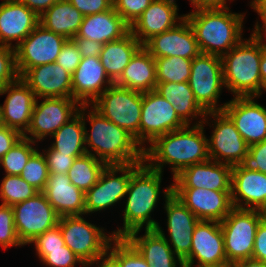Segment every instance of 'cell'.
<instances>
[{"label": "cell", "mask_w": 266, "mask_h": 267, "mask_svg": "<svg viewBox=\"0 0 266 267\" xmlns=\"http://www.w3.org/2000/svg\"><path fill=\"white\" fill-rule=\"evenodd\" d=\"M185 18L192 27L201 53L222 57L243 39L244 13L228 5H199Z\"/></svg>", "instance_id": "cell-3"}, {"label": "cell", "mask_w": 266, "mask_h": 267, "mask_svg": "<svg viewBox=\"0 0 266 267\" xmlns=\"http://www.w3.org/2000/svg\"><path fill=\"white\" fill-rule=\"evenodd\" d=\"M182 267H193V266L183 264Z\"/></svg>", "instance_id": "cell-63"}, {"label": "cell", "mask_w": 266, "mask_h": 267, "mask_svg": "<svg viewBox=\"0 0 266 267\" xmlns=\"http://www.w3.org/2000/svg\"><path fill=\"white\" fill-rule=\"evenodd\" d=\"M196 260L198 262L194 265ZM183 264L193 267H226L228 262L220 222L199 220L193 231L190 255Z\"/></svg>", "instance_id": "cell-17"}, {"label": "cell", "mask_w": 266, "mask_h": 267, "mask_svg": "<svg viewBox=\"0 0 266 267\" xmlns=\"http://www.w3.org/2000/svg\"><path fill=\"white\" fill-rule=\"evenodd\" d=\"M12 207L15 229L24 246L58 225L59 216L42 192Z\"/></svg>", "instance_id": "cell-14"}, {"label": "cell", "mask_w": 266, "mask_h": 267, "mask_svg": "<svg viewBox=\"0 0 266 267\" xmlns=\"http://www.w3.org/2000/svg\"><path fill=\"white\" fill-rule=\"evenodd\" d=\"M143 93L112 84L91 106L103 117L124 128L139 144Z\"/></svg>", "instance_id": "cell-7"}, {"label": "cell", "mask_w": 266, "mask_h": 267, "mask_svg": "<svg viewBox=\"0 0 266 267\" xmlns=\"http://www.w3.org/2000/svg\"><path fill=\"white\" fill-rule=\"evenodd\" d=\"M0 246L4 250L23 247L15 229L13 207L3 204H0Z\"/></svg>", "instance_id": "cell-43"}, {"label": "cell", "mask_w": 266, "mask_h": 267, "mask_svg": "<svg viewBox=\"0 0 266 267\" xmlns=\"http://www.w3.org/2000/svg\"><path fill=\"white\" fill-rule=\"evenodd\" d=\"M130 32V26L113 9L83 17L74 38L89 39L102 44L119 40Z\"/></svg>", "instance_id": "cell-29"}, {"label": "cell", "mask_w": 266, "mask_h": 267, "mask_svg": "<svg viewBox=\"0 0 266 267\" xmlns=\"http://www.w3.org/2000/svg\"><path fill=\"white\" fill-rule=\"evenodd\" d=\"M227 1L229 0H194V7L199 5H226L228 4Z\"/></svg>", "instance_id": "cell-59"}, {"label": "cell", "mask_w": 266, "mask_h": 267, "mask_svg": "<svg viewBox=\"0 0 266 267\" xmlns=\"http://www.w3.org/2000/svg\"><path fill=\"white\" fill-rule=\"evenodd\" d=\"M202 124L213 127L211 137H208L210 159L230 166L239 165L249 146L230 117L224 111H211L206 113Z\"/></svg>", "instance_id": "cell-10"}, {"label": "cell", "mask_w": 266, "mask_h": 267, "mask_svg": "<svg viewBox=\"0 0 266 267\" xmlns=\"http://www.w3.org/2000/svg\"><path fill=\"white\" fill-rule=\"evenodd\" d=\"M176 0H154L130 26V32L144 45L153 36L174 28L185 15H178Z\"/></svg>", "instance_id": "cell-24"}, {"label": "cell", "mask_w": 266, "mask_h": 267, "mask_svg": "<svg viewBox=\"0 0 266 267\" xmlns=\"http://www.w3.org/2000/svg\"><path fill=\"white\" fill-rule=\"evenodd\" d=\"M226 267H266V262L253 258L230 262Z\"/></svg>", "instance_id": "cell-56"}, {"label": "cell", "mask_w": 266, "mask_h": 267, "mask_svg": "<svg viewBox=\"0 0 266 267\" xmlns=\"http://www.w3.org/2000/svg\"><path fill=\"white\" fill-rule=\"evenodd\" d=\"M1 204L13 206L35 196L39 191L28 184L20 175H6L0 182Z\"/></svg>", "instance_id": "cell-38"}, {"label": "cell", "mask_w": 266, "mask_h": 267, "mask_svg": "<svg viewBox=\"0 0 266 267\" xmlns=\"http://www.w3.org/2000/svg\"><path fill=\"white\" fill-rule=\"evenodd\" d=\"M250 7L260 16L263 22L266 21V0H252L249 2Z\"/></svg>", "instance_id": "cell-58"}, {"label": "cell", "mask_w": 266, "mask_h": 267, "mask_svg": "<svg viewBox=\"0 0 266 267\" xmlns=\"http://www.w3.org/2000/svg\"><path fill=\"white\" fill-rule=\"evenodd\" d=\"M31 244L35 246V250H55L62 249V246H65V241L59 225H56L52 229L38 235L30 242V245Z\"/></svg>", "instance_id": "cell-49"}, {"label": "cell", "mask_w": 266, "mask_h": 267, "mask_svg": "<svg viewBox=\"0 0 266 267\" xmlns=\"http://www.w3.org/2000/svg\"><path fill=\"white\" fill-rule=\"evenodd\" d=\"M142 163L107 165L98 182L85 192V214L90 215V213L105 211L119 202L121 204V200L125 198L127 193L132 173Z\"/></svg>", "instance_id": "cell-11"}, {"label": "cell", "mask_w": 266, "mask_h": 267, "mask_svg": "<svg viewBox=\"0 0 266 267\" xmlns=\"http://www.w3.org/2000/svg\"><path fill=\"white\" fill-rule=\"evenodd\" d=\"M38 24L39 16L19 0L0 3V45L15 48Z\"/></svg>", "instance_id": "cell-25"}, {"label": "cell", "mask_w": 266, "mask_h": 267, "mask_svg": "<svg viewBox=\"0 0 266 267\" xmlns=\"http://www.w3.org/2000/svg\"><path fill=\"white\" fill-rule=\"evenodd\" d=\"M83 116L78 112L61 126L50 138V147L64 154H86Z\"/></svg>", "instance_id": "cell-35"}, {"label": "cell", "mask_w": 266, "mask_h": 267, "mask_svg": "<svg viewBox=\"0 0 266 267\" xmlns=\"http://www.w3.org/2000/svg\"><path fill=\"white\" fill-rule=\"evenodd\" d=\"M20 78L15 58V49L0 45V88Z\"/></svg>", "instance_id": "cell-44"}, {"label": "cell", "mask_w": 266, "mask_h": 267, "mask_svg": "<svg viewBox=\"0 0 266 267\" xmlns=\"http://www.w3.org/2000/svg\"><path fill=\"white\" fill-rule=\"evenodd\" d=\"M107 164L91 154L77 157L67 175L71 183L84 193L94 186Z\"/></svg>", "instance_id": "cell-36"}, {"label": "cell", "mask_w": 266, "mask_h": 267, "mask_svg": "<svg viewBox=\"0 0 266 267\" xmlns=\"http://www.w3.org/2000/svg\"><path fill=\"white\" fill-rule=\"evenodd\" d=\"M112 84L99 57H84L72 74V98L91 105Z\"/></svg>", "instance_id": "cell-26"}, {"label": "cell", "mask_w": 266, "mask_h": 267, "mask_svg": "<svg viewBox=\"0 0 266 267\" xmlns=\"http://www.w3.org/2000/svg\"><path fill=\"white\" fill-rule=\"evenodd\" d=\"M261 218L257 209L233 208L220 222L227 262L252 258Z\"/></svg>", "instance_id": "cell-9"}, {"label": "cell", "mask_w": 266, "mask_h": 267, "mask_svg": "<svg viewBox=\"0 0 266 267\" xmlns=\"http://www.w3.org/2000/svg\"><path fill=\"white\" fill-rule=\"evenodd\" d=\"M81 59L82 56L76 44L72 40H67L62 46L55 63L59 64L65 71L72 75L80 64Z\"/></svg>", "instance_id": "cell-48"}, {"label": "cell", "mask_w": 266, "mask_h": 267, "mask_svg": "<svg viewBox=\"0 0 266 267\" xmlns=\"http://www.w3.org/2000/svg\"><path fill=\"white\" fill-rule=\"evenodd\" d=\"M265 42L266 44V21L260 24V22L256 21L255 28L253 29Z\"/></svg>", "instance_id": "cell-60"}, {"label": "cell", "mask_w": 266, "mask_h": 267, "mask_svg": "<svg viewBox=\"0 0 266 267\" xmlns=\"http://www.w3.org/2000/svg\"><path fill=\"white\" fill-rule=\"evenodd\" d=\"M188 83L195 100L206 112L223 111L226 102L218 104L225 88L221 57L204 53L196 56Z\"/></svg>", "instance_id": "cell-8"}, {"label": "cell", "mask_w": 266, "mask_h": 267, "mask_svg": "<svg viewBox=\"0 0 266 267\" xmlns=\"http://www.w3.org/2000/svg\"><path fill=\"white\" fill-rule=\"evenodd\" d=\"M252 258L266 262V221L262 219L256 231Z\"/></svg>", "instance_id": "cell-52"}, {"label": "cell", "mask_w": 266, "mask_h": 267, "mask_svg": "<svg viewBox=\"0 0 266 267\" xmlns=\"http://www.w3.org/2000/svg\"><path fill=\"white\" fill-rule=\"evenodd\" d=\"M157 83L188 82L191 74V59L178 56L155 58Z\"/></svg>", "instance_id": "cell-37"}, {"label": "cell", "mask_w": 266, "mask_h": 267, "mask_svg": "<svg viewBox=\"0 0 266 267\" xmlns=\"http://www.w3.org/2000/svg\"><path fill=\"white\" fill-rule=\"evenodd\" d=\"M255 99L257 97H233L223 109L248 146L266 139V107Z\"/></svg>", "instance_id": "cell-18"}, {"label": "cell", "mask_w": 266, "mask_h": 267, "mask_svg": "<svg viewBox=\"0 0 266 267\" xmlns=\"http://www.w3.org/2000/svg\"><path fill=\"white\" fill-rule=\"evenodd\" d=\"M48 166L49 173L67 174L77 157L84 154H64L48 147L42 150Z\"/></svg>", "instance_id": "cell-46"}, {"label": "cell", "mask_w": 266, "mask_h": 267, "mask_svg": "<svg viewBox=\"0 0 266 267\" xmlns=\"http://www.w3.org/2000/svg\"><path fill=\"white\" fill-rule=\"evenodd\" d=\"M30 10H33L39 17L47 11L58 0H19Z\"/></svg>", "instance_id": "cell-54"}, {"label": "cell", "mask_w": 266, "mask_h": 267, "mask_svg": "<svg viewBox=\"0 0 266 267\" xmlns=\"http://www.w3.org/2000/svg\"><path fill=\"white\" fill-rule=\"evenodd\" d=\"M231 200L234 208L258 209L266 200V174L232 166Z\"/></svg>", "instance_id": "cell-28"}, {"label": "cell", "mask_w": 266, "mask_h": 267, "mask_svg": "<svg viewBox=\"0 0 266 267\" xmlns=\"http://www.w3.org/2000/svg\"><path fill=\"white\" fill-rule=\"evenodd\" d=\"M79 112L83 116L86 153L107 165L144 162V149L124 128L103 117L91 105H81ZM86 120L90 123V131Z\"/></svg>", "instance_id": "cell-2"}, {"label": "cell", "mask_w": 266, "mask_h": 267, "mask_svg": "<svg viewBox=\"0 0 266 267\" xmlns=\"http://www.w3.org/2000/svg\"><path fill=\"white\" fill-rule=\"evenodd\" d=\"M260 74L262 79V90L266 91V44L261 38V61H260Z\"/></svg>", "instance_id": "cell-57"}, {"label": "cell", "mask_w": 266, "mask_h": 267, "mask_svg": "<svg viewBox=\"0 0 266 267\" xmlns=\"http://www.w3.org/2000/svg\"><path fill=\"white\" fill-rule=\"evenodd\" d=\"M22 137L23 135L19 131L0 124V158L5 155Z\"/></svg>", "instance_id": "cell-51"}, {"label": "cell", "mask_w": 266, "mask_h": 267, "mask_svg": "<svg viewBox=\"0 0 266 267\" xmlns=\"http://www.w3.org/2000/svg\"><path fill=\"white\" fill-rule=\"evenodd\" d=\"M34 141L22 137L0 158V166L6 175H20L30 156L38 149Z\"/></svg>", "instance_id": "cell-39"}, {"label": "cell", "mask_w": 266, "mask_h": 267, "mask_svg": "<svg viewBox=\"0 0 266 267\" xmlns=\"http://www.w3.org/2000/svg\"><path fill=\"white\" fill-rule=\"evenodd\" d=\"M225 88L233 97H257L262 93L260 74L261 37L252 30L248 39L243 38L221 57Z\"/></svg>", "instance_id": "cell-5"}, {"label": "cell", "mask_w": 266, "mask_h": 267, "mask_svg": "<svg viewBox=\"0 0 266 267\" xmlns=\"http://www.w3.org/2000/svg\"><path fill=\"white\" fill-rule=\"evenodd\" d=\"M172 192L199 220L221 222L234 208L231 191L172 188Z\"/></svg>", "instance_id": "cell-19"}, {"label": "cell", "mask_w": 266, "mask_h": 267, "mask_svg": "<svg viewBox=\"0 0 266 267\" xmlns=\"http://www.w3.org/2000/svg\"><path fill=\"white\" fill-rule=\"evenodd\" d=\"M58 225L65 245L88 266L108 252L115 239L113 233L106 234L104 227H97L85 220L83 215L59 217Z\"/></svg>", "instance_id": "cell-6"}, {"label": "cell", "mask_w": 266, "mask_h": 267, "mask_svg": "<svg viewBox=\"0 0 266 267\" xmlns=\"http://www.w3.org/2000/svg\"><path fill=\"white\" fill-rule=\"evenodd\" d=\"M205 126L186 125L156 138L144 149V162L152 169L163 173L170 166L172 178L190 165L210 159Z\"/></svg>", "instance_id": "cell-1"}, {"label": "cell", "mask_w": 266, "mask_h": 267, "mask_svg": "<svg viewBox=\"0 0 266 267\" xmlns=\"http://www.w3.org/2000/svg\"><path fill=\"white\" fill-rule=\"evenodd\" d=\"M83 16L102 13L113 7L112 0H68Z\"/></svg>", "instance_id": "cell-50"}, {"label": "cell", "mask_w": 266, "mask_h": 267, "mask_svg": "<svg viewBox=\"0 0 266 267\" xmlns=\"http://www.w3.org/2000/svg\"><path fill=\"white\" fill-rule=\"evenodd\" d=\"M239 165L246 170L259 171L266 174V139L249 146L248 153Z\"/></svg>", "instance_id": "cell-47"}, {"label": "cell", "mask_w": 266, "mask_h": 267, "mask_svg": "<svg viewBox=\"0 0 266 267\" xmlns=\"http://www.w3.org/2000/svg\"><path fill=\"white\" fill-rule=\"evenodd\" d=\"M68 39L47 30L41 24L18 45L15 49L16 67L21 77L34 66L54 63Z\"/></svg>", "instance_id": "cell-15"}, {"label": "cell", "mask_w": 266, "mask_h": 267, "mask_svg": "<svg viewBox=\"0 0 266 267\" xmlns=\"http://www.w3.org/2000/svg\"><path fill=\"white\" fill-rule=\"evenodd\" d=\"M48 175L46 158L43 152L37 149L28 159L20 177L39 192H42L47 185Z\"/></svg>", "instance_id": "cell-40"}, {"label": "cell", "mask_w": 266, "mask_h": 267, "mask_svg": "<svg viewBox=\"0 0 266 267\" xmlns=\"http://www.w3.org/2000/svg\"><path fill=\"white\" fill-rule=\"evenodd\" d=\"M83 17L82 13L68 0H58L39 17V24L71 40L77 35Z\"/></svg>", "instance_id": "cell-33"}, {"label": "cell", "mask_w": 266, "mask_h": 267, "mask_svg": "<svg viewBox=\"0 0 266 267\" xmlns=\"http://www.w3.org/2000/svg\"><path fill=\"white\" fill-rule=\"evenodd\" d=\"M164 209L167 213L166 226L169 235H165L160 224L156 230L183 262L190 255L192 235L199 219L173 193L165 198Z\"/></svg>", "instance_id": "cell-16"}, {"label": "cell", "mask_w": 266, "mask_h": 267, "mask_svg": "<svg viewBox=\"0 0 266 267\" xmlns=\"http://www.w3.org/2000/svg\"><path fill=\"white\" fill-rule=\"evenodd\" d=\"M186 125L177 115L173 105L155 90L143 93L139 127V145L143 149L147 143L151 144L156 138Z\"/></svg>", "instance_id": "cell-13"}, {"label": "cell", "mask_w": 266, "mask_h": 267, "mask_svg": "<svg viewBox=\"0 0 266 267\" xmlns=\"http://www.w3.org/2000/svg\"><path fill=\"white\" fill-rule=\"evenodd\" d=\"M108 253L119 263V267H151L125 238H115L109 245Z\"/></svg>", "instance_id": "cell-41"}, {"label": "cell", "mask_w": 266, "mask_h": 267, "mask_svg": "<svg viewBox=\"0 0 266 267\" xmlns=\"http://www.w3.org/2000/svg\"><path fill=\"white\" fill-rule=\"evenodd\" d=\"M42 193L59 217L85 215V193L71 183L67 174L49 173Z\"/></svg>", "instance_id": "cell-27"}, {"label": "cell", "mask_w": 266, "mask_h": 267, "mask_svg": "<svg viewBox=\"0 0 266 267\" xmlns=\"http://www.w3.org/2000/svg\"><path fill=\"white\" fill-rule=\"evenodd\" d=\"M142 46L131 32L119 40L103 44L99 58L113 82L121 76L131 58Z\"/></svg>", "instance_id": "cell-34"}, {"label": "cell", "mask_w": 266, "mask_h": 267, "mask_svg": "<svg viewBox=\"0 0 266 267\" xmlns=\"http://www.w3.org/2000/svg\"><path fill=\"white\" fill-rule=\"evenodd\" d=\"M143 47L154 58L178 56L193 60L201 53L194 31L186 18L174 28L153 36Z\"/></svg>", "instance_id": "cell-20"}, {"label": "cell", "mask_w": 266, "mask_h": 267, "mask_svg": "<svg viewBox=\"0 0 266 267\" xmlns=\"http://www.w3.org/2000/svg\"><path fill=\"white\" fill-rule=\"evenodd\" d=\"M114 84L140 93L155 90L157 85L155 58L142 46Z\"/></svg>", "instance_id": "cell-31"}, {"label": "cell", "mask_w": 266, "mask_h": 267, "mask_svg": "<svg viewBox=\"0 0 266 267\" xmlns=\"http://www.w3.org/2000/svg\"><path fill=\"white\" fill-rule=\"evenodd\" d=\"M113 9L131 26L154 0H112Z\"/></svg>", "instance_id": "cell-45"}, {"label": "cell", "mask_w": 266, "mask_h": 267, "mask_svg": "<svg viewBox=\"0 0 266 267\" xmlns=\"http://www.w3.org/2000/svg\"><path fill=\"white\" fill-rule=\"evenodd\" d=\"M262 220L266 221V200L257 209Z\"/></svg>", "instance_id": "cell-61"}, {"label": "cell", "mask_w": 266, "mask_h": 267, "mask_svg": "<svg viewBox=\"0 0 266 267\" xmlns=\"http://www.w3.org/2000/svg\"><path fill=\"white\" fill-rule=\"evenodd\" d=\"M20 79L36 98H72V75L55 62L34 66Z\"/></svg>", "instance_id": "cell-23"}, {"label": "cell", "mask_w": 266, "mask_h": 267, "mask_svg": "<svg viewBox=\"0 0 266 267\" xmlns=\"http://www.w3.org/2000/svg\"><path fill=\"white\" fill-rule=\"evenodd\" d=\"M7 95L0 104V124L19 131H27L36 97L34 92L19 78L12 84L0 88V96Z\"/></svg>", "instance_id": "cell-21"}, {"label": "cell", "mask_w": 266, "mask_h": 267, "mask_svg": "<svg viewBox=\"0 0 266 267\" xmlns=\"http://www.w3.org/2000/svg\"><path fill=\"white\" fill-rule=\"evenodd\" d=\"M232 166L209 159L190 165L173 178L172 188L231 191Z\"/></svg>", "instance_id": "cell-22"}, {"label": "cell", "mask_w": 266, "mask_h": 267, "mask_svg": "<svg viewBox=\"0 0 266 267\" xmlns=\"http://www.w3.org/2000/svg\"><path fill=\"white\" fill-rule=\"evenodd\" d=\"M80 106L73 98H36L30 125L23 137L35 143L43 142L72 119L79 112Z\"/></svg>", "instance_id": "cell-12"}, {"label": "cell", "mask_w": 266, "mask_h": 267, "mask_svg": "<svg viewBox=\"0 0 266 267\" xmlns=\"http://www.w3.org/2000/svg\"><path fill=\"white\" fill-rule=\"evenodd\" d=\"M141 230L128 234L125 239L140 253L151 267H182L183 262L175 255L169 243L156 230H145L144 235L139 236Z\"/></svg>", "instance_id": "cell-30"}, {"label": "cell", "mask_w": 266, "mask_h": 267, "mask_svg": "<svg viewBox=\"0 0 266 267\" xmlns=\"http://www.w3.org/2000/svg\"><path fill=\"white\" fill-rule=\"evenodd\" d=\"M35 251L40 262L48 267H75L77 264L87 267L66 245L62 246V249Z\"/></svg>", "instance_id": "cell-42"}, {"label": "cell", "mask_w": 266, "mask_h": 267, "mask_svg": "<svg viewBox=\"0 0 266 267\" xmlns=\"http://www.w3.org/2000/svg\"><path fill=\"white\" fill-rule=\"evenodd\" d=\"M71 40L76 44L82 58L100 56L103 47L102 43L83 38H72Z\"/></svg>", "instance_id": "cell-53"}, {"label": "cell", "mask_w": 266, "mask_h": 267, "mask_svg": "<svg viewBox=\"0 0 266 267\" xmlns=\"http://www.w3.org/2000/svg\"><path fill=\"white\" fill-rule=\"evenodd\" d=\"M155 91L173 105L177 115L187 124L197 120L194 125L201 124L206 111L197 103L188 82L157 83ZM200 118V119H199ZM199 119V121H198Z\"/></svg>", "instance_id": "cell-32"}, {"label": "cell", "mask_w": 266, "mask_h": 267, "mask_svg": "<svg viewBox=\"0 0 266 267\" xmlns=\"http://www.w3.org/2000/svg\"><path fill=\"white\" fill-rule=\"evenodd\" d=\"M95 267H119V263L107 252L104 255L97 258L93 263L89 264L87 267L92 265Z\"/></svg>", "instance_id": "cell-55"}, {"label": "cell", "mask_w": 266, "mask_h": 267, "mask_svg": "<svg viewBox=\"0 0 266 267\" xmlns=\"http://www.w3.org/2000/svg\"><path fill=\"white\" fill-rule=\"evenodd\" d=\"M163 173L150 168L143 162L131 175L125 208L123 226L113 230L115 238H125L136 230L156 229L159 223L151 217L158 203L160 193L167 198L172 192V183L161 192ZM145 226V228L143 227Z\"/></svg>", "instance_id": "cell-4"}, {"label": "cell", "mask_w": 266, "mask_h": 267, "mask_svg": "<svg viewBox=\"0 0 266 267\" xmlns=\"http://www.w3.org/2000/svg\"><path fill=\"white\" fill-rule=\"evenodd\" d=\"M192 7H194V0H189Z\"/></svg>", "instance_id": "cell-62"}]
</instances>
